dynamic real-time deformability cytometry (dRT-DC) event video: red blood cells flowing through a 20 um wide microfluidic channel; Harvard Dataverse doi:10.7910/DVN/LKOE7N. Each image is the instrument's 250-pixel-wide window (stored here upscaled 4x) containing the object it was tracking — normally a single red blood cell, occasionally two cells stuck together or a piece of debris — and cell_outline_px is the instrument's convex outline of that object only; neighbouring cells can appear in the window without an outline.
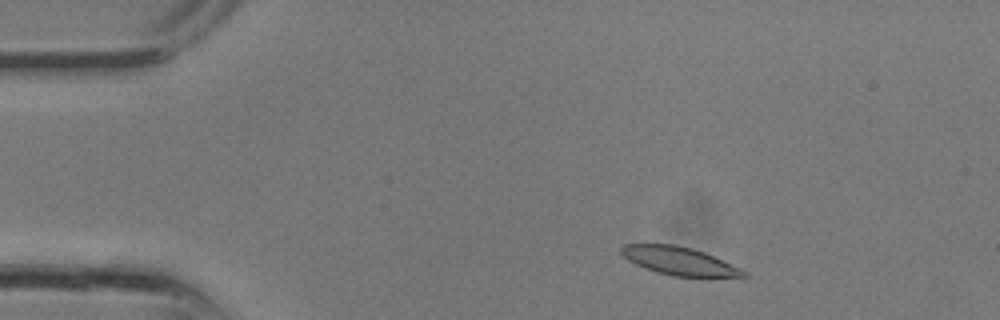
{"species": "common noctule bat (a hibernating species)", "species_latin": "Nyctalus noctula", "temperature_condition": "room temperature", "stored_images_in_passage": 7, "camera_frame_rate_fps": 3000, "um_per_image_px": 0.085, "animal": {"sex": "male", "body_mass_g": 13.3}, "frame": {"image": 1, "passage_image": 3, "time_ms": 0.667, "image_size_px": [1000, 320], "cell_outline_px": [[748, 276], [672, 276], [656, 272], [644, 268], [628, 260], [620, 252], [620, 248], [624, 244], [676, 244], [692, 248], [704, 252], [748, 272]], "centroid_in_image_um": [57.68, 22.17], "position_along_channel_um": 27.3, "area_um2": 19.77}}